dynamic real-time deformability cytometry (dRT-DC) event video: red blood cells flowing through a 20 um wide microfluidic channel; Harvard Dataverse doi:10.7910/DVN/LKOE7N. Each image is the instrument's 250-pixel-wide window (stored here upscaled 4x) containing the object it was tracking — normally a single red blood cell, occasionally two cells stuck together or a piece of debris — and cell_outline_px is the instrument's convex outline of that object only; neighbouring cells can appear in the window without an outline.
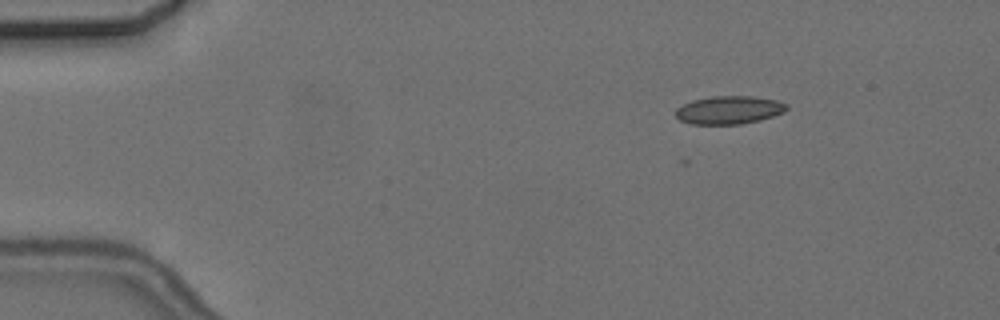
{"species": "common noctule bat (a hibernating species)", "species_latin": "Nyctalus noctula", "temperature_condition": "cold", "stored_images_in_passage": 4, "camera_frame_rate_fps": 3000, "um_per_image_px": 0.085, "animal": {"sex": "female", "body_mass_g": 24.6, "forearm_length_mm": 56.2}, "frame": {"image": 1, "passage_image": 2, "time_ms": 3.0, "image_size_px": [1000, 320], "cell_outline_px": [[788, 108], [784, 112], [760, 120], [740, 124], [688, 124], [680, 120], [676, 116], [676, 108], [692, 100], [712, 96], [752, 96], [776, 100], [788, 104]], "centroid_in_image_um": [61.96, 9.35], "position_along_channel_um": 23.0, "area_um2": 18.21}}
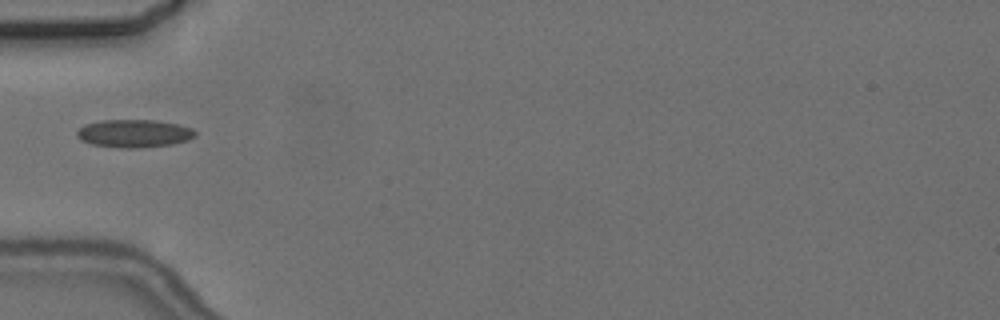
{"frame": {"image": 2, "passage_image": 4, "time_ms": 6.667, "image_size_px": [1000, 320], "cell_outline_px": [[196, 136], [188, 140], [172, 144], [136, 148], [120, 148], [92, 144], [80, 140], [76, 136], [76, 132], [84, 124], [100, 120], [156, 120], [180, 124], [192, 128], [196, 132]], "centroid_in_image_um": [11.4, 11.33], "position_along_channel_um": 73.6, "area_um2": 19.42}}